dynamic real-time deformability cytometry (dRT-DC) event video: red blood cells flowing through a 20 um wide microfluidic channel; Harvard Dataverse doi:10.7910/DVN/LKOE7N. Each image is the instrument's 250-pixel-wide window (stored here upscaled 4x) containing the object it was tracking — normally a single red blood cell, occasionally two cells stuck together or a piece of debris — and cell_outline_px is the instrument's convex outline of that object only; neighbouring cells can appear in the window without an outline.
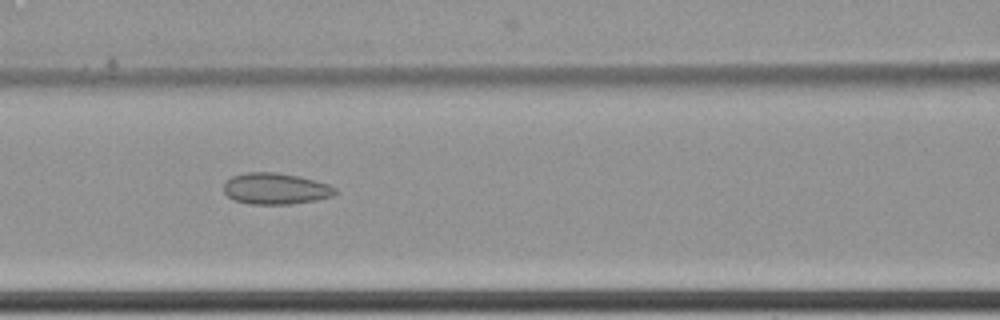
{"species": "common noctule bat (a hibernating species)", "species_latin": "Nyctalus noctula", "temperature_condition": "cold", "stored_images_in_passage": 11, "camera_frame_rate_fps": 3000, "um_per_image_px": 0.085, "animal": {"sex": "female", "body_mass_g": 22.7, "forearm_length_mm": 54.2}, "frame": {"image": 1, "passage_image": 8, "time_ms": 2.333, "image_size_px": [1000, 320], "cell_outline_px": [[336, 192], [332, 196], [316, 200], [292, 204], [248, 204], [232, 200], [224, 192], [224, 184], [232, 176], [244, 172], [276, 172], [300, 176], [316, 180], [328, 184], [336, 188]], "centroid_in_image_um": [23.41, 16.03], "position_along_channel_um": 143.2, "area_um2": 20.52}}
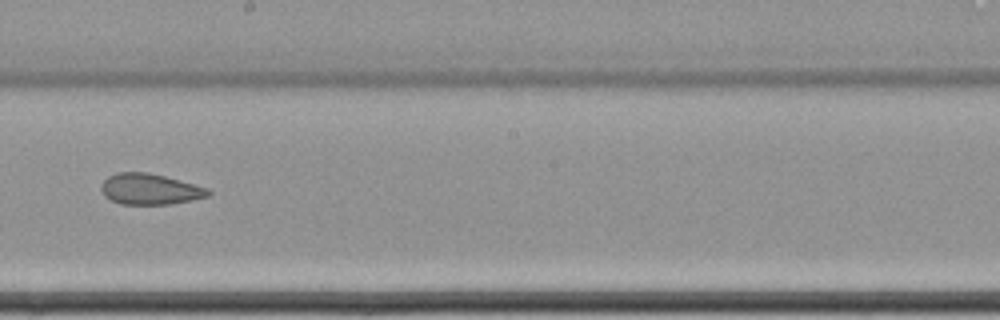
{"frame": {"image": 2, "passage_image": 10, "time_ms": 3.0, "image_size_px": [1000, 320], "cell_outline_px": [[212, 192], [208, 196], [192, 200], [172, 204], [120, 204], [104, 196], [100, 188], [100, 184], [108, 176], [116, 172], [148, 172], [164, 176], [208, 188]], "centroid_in_image_um": [12.72, 16.07], "position_along_channel_um": 235.5, "area_um2": 19.31}}
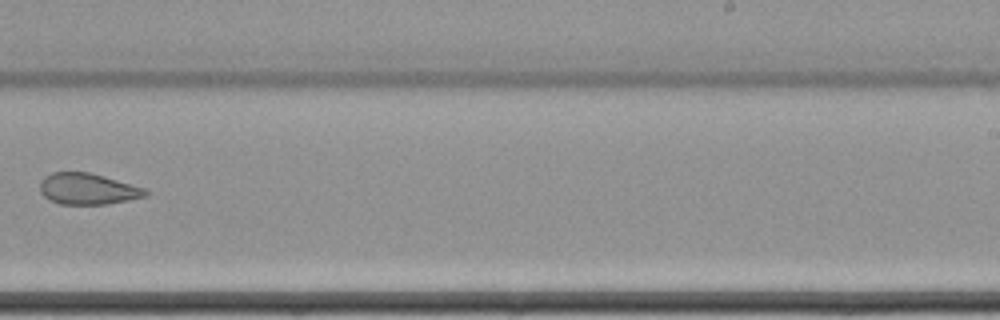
{"frame": {"image": 3, "passage_image": 11, "time_ms": 3.333, "image_size_px": [1000, 320], "cell_outline_px": [[148, 196], [108, 204], [60, 204], [48, 200], [40, 192], [40, 180], [44, 176], [52, 172], [88, 172], [104, 176], [144, 188], [148, 192]], "centroid_in_image_um": [7.42, 16.06], "position_along_channel_um": 281.6, "area_um2": 19.25}}